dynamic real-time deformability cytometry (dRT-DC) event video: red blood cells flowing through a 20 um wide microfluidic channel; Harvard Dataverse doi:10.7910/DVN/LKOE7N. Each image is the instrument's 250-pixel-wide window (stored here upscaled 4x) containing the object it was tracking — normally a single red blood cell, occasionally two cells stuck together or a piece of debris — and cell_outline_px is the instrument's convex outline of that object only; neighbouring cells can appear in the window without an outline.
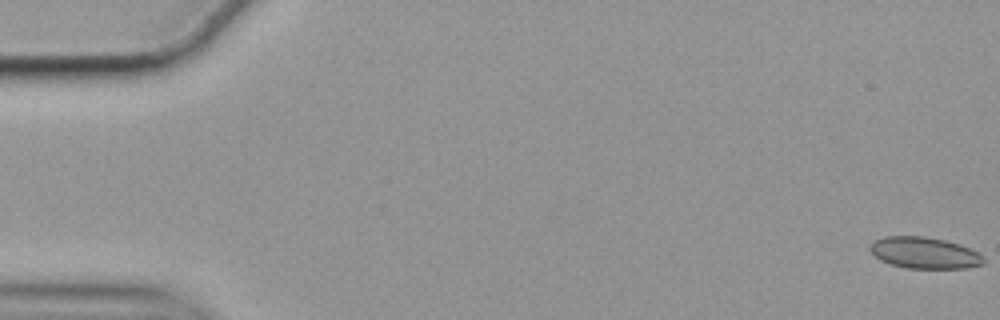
{"species": "common noctule bat (a hibernating species)", "species_latin": "Nyctalus noctula", "temperature_condition": "cold", "stored_images_in_passage": 57, "camera_frame_rate_fps": 3000, "um_per_image_px": 0.085, "animal": {"sex": "female", "body_mass_g": 19.9}, "frame": {"image": 1, "passage_image": 1, "time_ms": 0.0, "image_size_px": [1000, 320], "cell_outline_px": [[984, 264], [968, 268], [908, 268], [892, 264], [880, 260], [868, 248], [876, 240], [884, 236], [924, 236], [944, 240], [980, 252], [984, 256]], "centroid_in_image_um": [78.61, 21.49], "position_along_channel_um": 6.4, "area_um2": 20.63}}
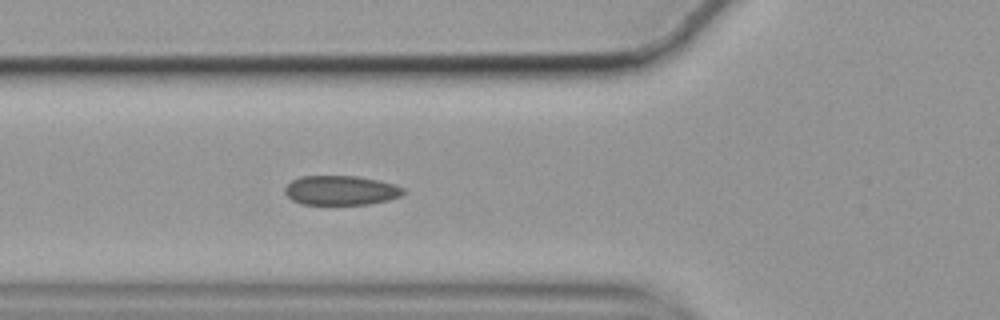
{"frame": {"image": 2, "passage_image": 21, "time_ms": 6.667, "image_size_px": [1000, 320], "cell_outline_px": [[404, 192], [400, 196], [388, 200], [368, 204], [304, 204], [292, 200], [284, 192], [284, 188], [292, 180], [300, 176], [356, 176], [380, 180], [396, 184], [404, 188]], "centroid_in_image_um": [28.99, 16.17], "position_along_channel_um": 96.8, "area_um2": 20.35}}
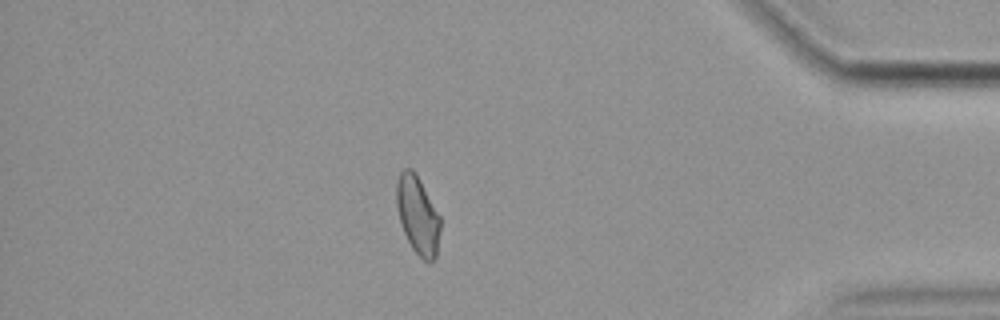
{"frame": {"image": 3, "passage_image": 50, "time_ms": 16.333, "image_size_px": [1000, 320], "cell_outline_px": [[440, 228], [436, 256], [428, 264], [412, 248], [400, 224], [396, 204], [396, 184], [400, 172], [404, 168], [412, 168], [420, 180], [440, 216]], "centroid_in_image_um": [35.49, 18.27], "position_along_channel_um": 399.7, "area_um2": 19.83}, "authors_computed_cell_mechanics": {"area_um2": 20.3456, "velocity_mm_per_s": 3.522, "shape_relaxation_time_tau1_ms": null, "shape_relaxation_time_tau2_ms": 2.254, "deformation_change_tau1": null, "deformation_change_tau2": 0.0643}}